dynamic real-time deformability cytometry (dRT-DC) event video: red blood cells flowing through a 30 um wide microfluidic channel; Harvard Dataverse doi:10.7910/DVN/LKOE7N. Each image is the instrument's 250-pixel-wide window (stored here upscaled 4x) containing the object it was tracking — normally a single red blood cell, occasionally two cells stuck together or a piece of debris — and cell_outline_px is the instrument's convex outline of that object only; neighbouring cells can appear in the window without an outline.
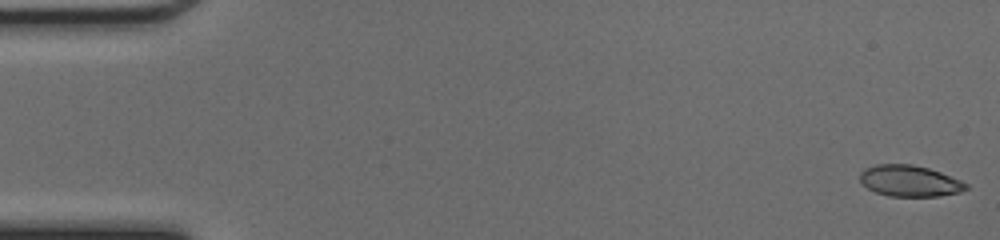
{"species": "common noctule bat (a hibernating species)", "species_latin": "Nyctalus noctula", "temperature_condition": "cold", "stored_images_in_passage": 48, "camera_frame_rate_fps": 3000, "um_per_image_px": 0.085, "animal": {"sex": "female", "body_mass_g": 17.0, "forearm_length_mm": 48.0}, "frame": {"image": 1, "passage_image": 1, "time_ms": 0.0, "image_size_px": [1000, 240], "cell_outline_px": [[968, 188], [960, 192], [940, 196], [888, 196], [876, 192], [868, 188], [860, 180], [860, 172], [864, 168], [876, 164], [912, 164], [928, 168], [940, 172], [960, 180], [968, 184]], "centroid_in_image_um": [77.31, 15.37], "position_along_channel_um": 7.7, "area_um2": 19.25}}
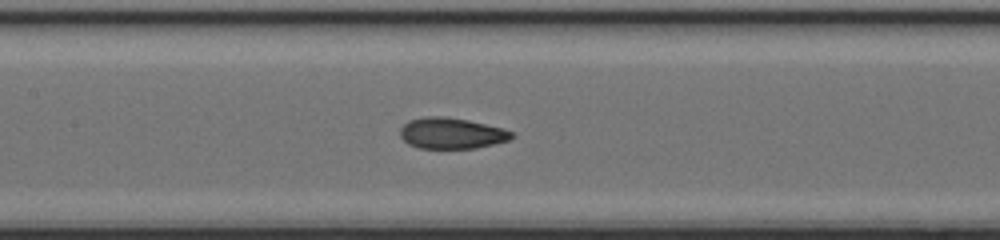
{"frame": {"image": 2, "passage_image": 23, "time_ms": 7.333, "image_size_px": [1000, 240], "cell_outline_px": [[516, 136], [512, 140], [476, 148], [420, 148], [408, 144], [400, 136], [400, 128], [408, 120], [424, 116], [444, 116], [468, 120], [500, 128], [512, 132]], "centroid_in_image_um": [38.37, 11.32], "position_along_channel_um": 169.0, "area_um2": 20.23}}
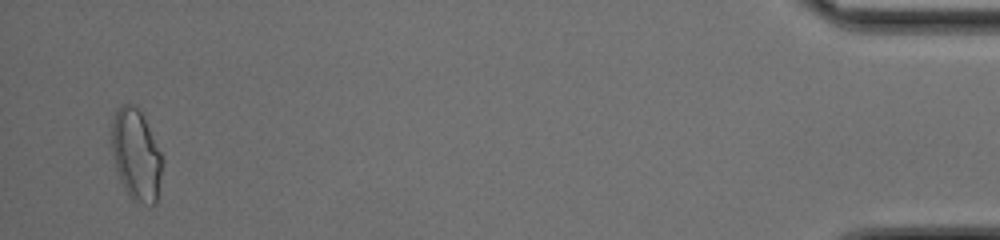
{"frame": {"image": 3, "passage_image": 47, "time_ms": 15.333, "image_size_px": [1000, 240], "cell_outline_px": [[164, 160], [156, 204], [144, 204], [132, 200], [128, 196], [120, 180], [116, 168], [112, 152], [112, 120], [116, 108], [124, 104], [132, 104], [140, 112]], "centroid_in_image_um": [11.57, 13.21], "position_along_channel_um": 423.6, "area_um2": 26.7}, "authors_computed_cell_mechanics": {"area_um2": 20.2011, "velocity_mm_per_s": 4.2791, "shape_relaxation_time_tau1_ms": 7.1772, "shape_relaxation_time_tau2_ms": 0.9938, "deformation_change_tau1": 0.2223, "deformation_change_tau2": 0.0615}}